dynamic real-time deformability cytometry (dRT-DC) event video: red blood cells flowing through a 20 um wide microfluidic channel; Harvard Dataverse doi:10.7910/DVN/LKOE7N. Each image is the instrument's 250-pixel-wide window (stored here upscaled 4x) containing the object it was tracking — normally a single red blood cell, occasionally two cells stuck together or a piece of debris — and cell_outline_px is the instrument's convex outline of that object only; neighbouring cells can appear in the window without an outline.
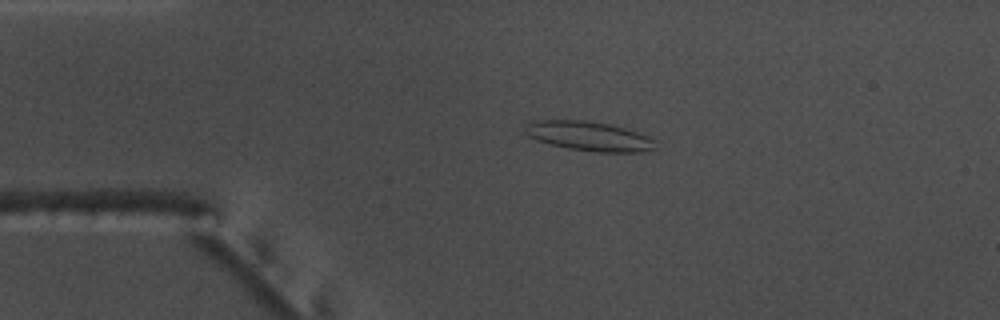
{"species": "common noctule bat (a hibernating species)", "species_latin": "Nyctalus noctula", "temperature_condition": "warm", "stored_images_in_passage": 54, "camera_frame_rate_fps": 3000, "um_per_image_px": 0.085, "animal": {"sex": "male", "body_mass_g": 17.5, "forearm_length_mm": 52.3}, "frame": {"image": 1, "passage_image": 11, "time_ms": 3.333, "image_size_px": [1000, 320], "cell_outline_px": [[656, 148], [644, 152], [592, 152], [568, 148], [548, 144], [536, 140], [528, 136], [524, 132], [524, 128], [528, 124], [536, 120], [584, 120], [608, 124], [624, 128], [636, 132], [652, 140]], "centroid_in_image_um": [50.0, 11.58], "position_along_channel_um": 35.0, "area_um2": 22.2}}
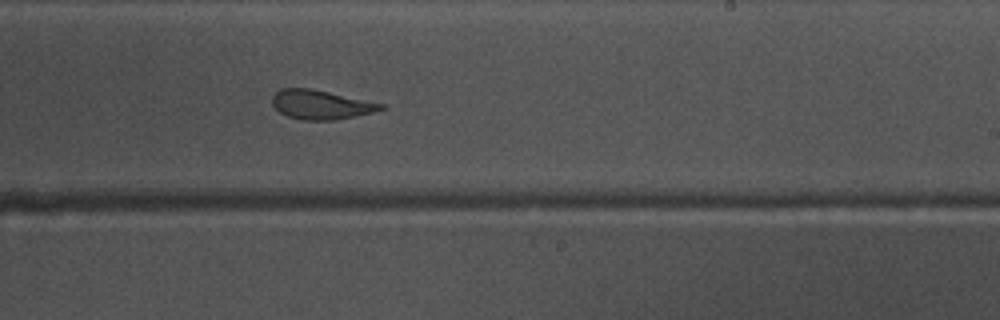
{"frame": {"image": 2, "passage_image": 32, "time_ms": 10.333, "image_size_px": [1000, 320], "cell_outline_px": [[388, 108], [356, 116], [336, 120], [300, 120], [288, 116], [280, 112], [272, 104], [272, 96], [280, 88], [312, 88], [384, 104]], "centroid_in_image_um": [27.28, 8.89], "position_along_channel_um": 261.7, "area_um2": 18.55}}
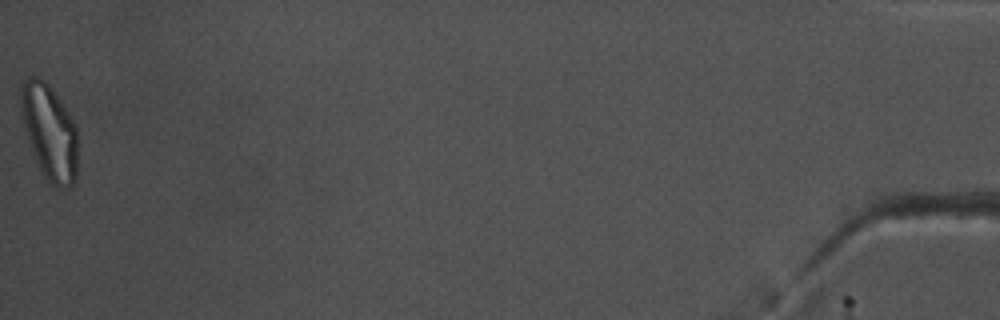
{"frame": {"image": 3, "passage_image": 54, "time_ms": 17.667, "image_size_px": [1000, 320], "cell_outline_px": [[76, 176], [72, 184], [68, 188], [56, 188], [48, 180], [40, 168], [36, 160], [24, 124], [20, 100], [20, 84], [24, 80], [32, 76], [36, 76], [44, 80], [48, 84], [60, 100], [76, 124]], "centroid_in_image_um": [4.21, 11.19], "position_along_channel_um": 431.0, "area_um2": 30.98}, "authors_computed_cell_mechanics": {"area_um2": 21.2704, "velocity_mm_per_s": 3.7348, "shape_relaxation_time_tau1_ms": 8.1616, "shape_relaxation_time_tau2_ms": 2.6958, "deformation_change_tau1": 0.234, "deformation_change_tau2": 0.1109}}